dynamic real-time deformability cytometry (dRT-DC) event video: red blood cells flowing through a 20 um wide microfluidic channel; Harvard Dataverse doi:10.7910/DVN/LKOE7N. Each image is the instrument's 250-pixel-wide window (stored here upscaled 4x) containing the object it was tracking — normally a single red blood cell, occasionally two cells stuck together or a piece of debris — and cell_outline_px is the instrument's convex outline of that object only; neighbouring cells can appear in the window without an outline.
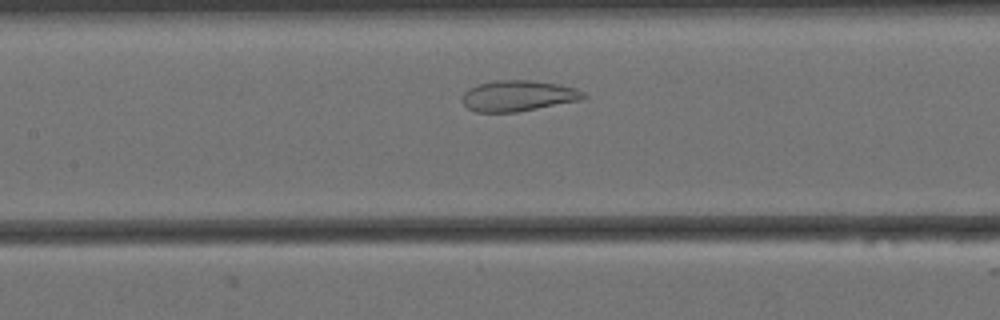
{"species": "Egyptian fruit bat (a non-hibernating species)", "species_latin": "Rousettus aegyptiacus", "temperature_condition": "cold", "stored_images_in_passage": 46, "camera_frame_rate_fps": 3000, "um_per_image_px": 0.085, "animal": {"sex": "female"}, "frame": {"image": 1, "passage_image": 14, "time_ms": 4.333, "image_size_px": [1000, 320], "cell_outline_px": [[588, 96], [580, 100], [516, 112], [476, 112], [468, 108], [460, 100], [464, 92], [468, 88], [480, 84], [496, 80], [532, 80], [556, 84], [576, 88], [584, 92]], "centroid_in_image_um": [44.02, 8.14], "position_along_channel_um": 163.4, "area_um2": 21.73}}
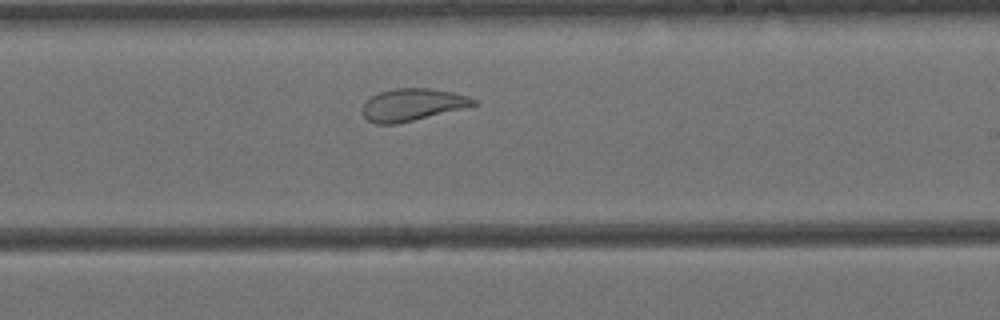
{"frame": {"image": 2, "passage_image": 22, "time_ms": 7.0, "image_size_px": [1000, 320], "cell_outline_px": [[480, 104], [396, 124], [376, 124], [368, 120], [360, 112], [360, 108], [372, 96], [380, 92], [396, 88], [428, 88], [452, 92], [468, 96], [476, 100]], "centroid_in_image_um": [35.03, 8.9], "position_along_channel_um": 254.0, "area_um2": 20.75}}
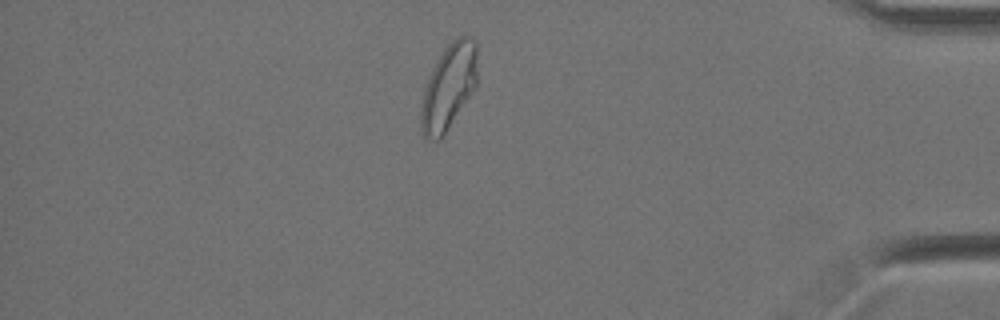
{"frame": {"image": 3, "passage_image": 38, "time_ms": 12.333, "image_size_px": [1000, 320], "cell_outline_px": [[476, 88], [444, 136], [440, 140], [436, 140], [424, 136], [420, 128], [420, 112], [424, 92], [428, 76], [432, 68], [444, 48], [456, 36], [472, 36], [476, 40]], "centroid_in_image_um": [38.14, 7.38], "position_along_channel_um": 397.1, "area_um2": 28.32}, "authors_computed_cell_mechanics": {"area_um2": 25.721, "velocity_mm_per_s": 3.4181, "shape_relaxation_time_tau1_ms": null, "shape_relaxation_time_tau2_ms": 1.2619, "deformation_change_tau1": null, "deformation_change_tau2": 0.0765}}